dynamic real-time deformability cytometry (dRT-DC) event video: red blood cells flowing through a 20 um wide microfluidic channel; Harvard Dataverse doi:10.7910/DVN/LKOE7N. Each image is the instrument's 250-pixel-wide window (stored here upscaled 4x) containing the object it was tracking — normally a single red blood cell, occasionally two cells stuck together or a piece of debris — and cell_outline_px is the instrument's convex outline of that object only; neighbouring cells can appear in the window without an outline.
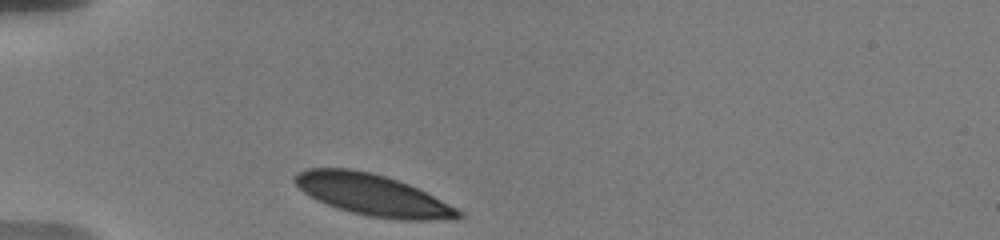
{"species": "human", "species_latin": "Homo sapiens", "temperature_condition": "warm", "stored_images_in_passage": 42, "camera_frame_rate_fps": 3000, "um_per_image_px": 0.085, "donor": {"sex": "male"}, "frame": {"image": 1, "passage_image": 1, "time_ms": 0.0, "image_size_px": [1000, 240], "cell_outline_px": [[464, 216], [456, 220], [400, 220], [368, 216], [352, 212], [316, 200], [304, 192], [292, 180], [292, 176], [296, 172], [308, 168], [352, 168], [372, 172], [408, 184], [464, 212]], "centroid_in_image_um": [31.67, 16.57], "position_along_channel_um": 53.3, "area_um2": 39.3}}
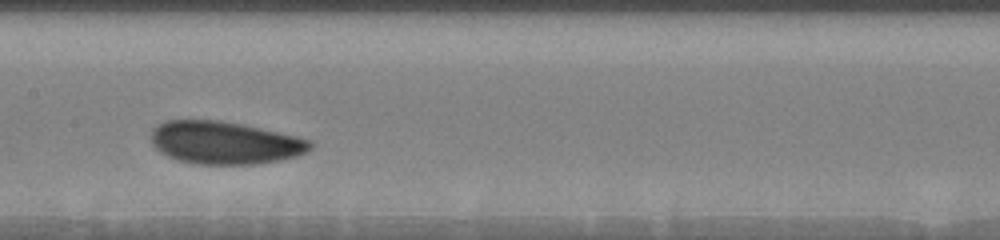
{"frame": {"image": 2, "passage_image": 15, "time_ms": 4.333, "image_size_px": [1000, 240], "cell_outline_px": [[312, 148], [308, 152], [296, 156], [280, 160], [260, 164], [200, 164], [180, 160], [168, 156], [160, 152], [152, 144], [152, 128], [156, 124], [164, 120], [220, 120], [244, 124], [296, 136], [312, 140]], "centroid_in_image_um": [19.12, 12.12], "position_along_channel_um": 188.3, "area_um2": 39.82}}
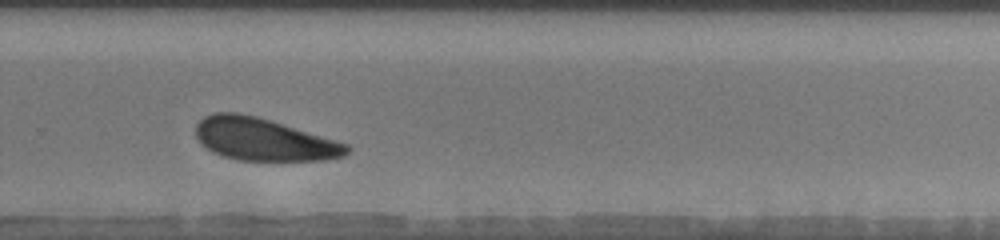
{"frame": {"image": 3, "passage_image": 28, "time_ms": 7.667, "image_size_px": [1000, 240], "cell_outline_px": [[352, 148], [344, 156], [328, 160], [236, 160], [220, 156], [212, 152], [200, 144], [196, 136], [196, 124], [204, 116], [216, 112], [236, 112], [256, 116], [336, 140], [348, 144]], "centroid_in_image_um": [22.39, 11.86], "position_along_channel_um": 307.4, "area_um2": 37.45}, "authors_computed_cell_mechanics": {"area_um2": 38.9861, "velocity_mm_per_s": 3.583, "shape_relaxation_time_tau1_ms": 2.1785, "shape_relaxation_time_tau2_ms": null, "deformation_change_tau1": 0.1036, "deformation_change_tau2": null}}